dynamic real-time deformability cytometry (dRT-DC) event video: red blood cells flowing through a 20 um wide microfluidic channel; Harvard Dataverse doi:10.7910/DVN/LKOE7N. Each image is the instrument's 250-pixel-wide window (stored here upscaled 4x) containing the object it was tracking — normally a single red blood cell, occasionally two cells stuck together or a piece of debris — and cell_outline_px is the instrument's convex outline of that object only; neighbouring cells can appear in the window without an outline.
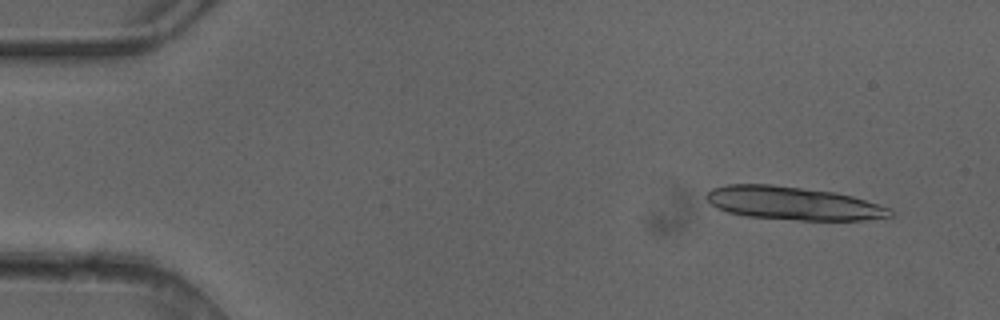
{"species": "common noctule bat (a hibernating species)", "species_latin": "Nyctalus noctula", "temperature_condition": "cold", "stored_images_in_passage": 5, "camera_frame_rate_fps": 3000, "um_per_image_px": 0.085, "animal": {"sex": "female"}, "frame": {"image": 1, "passage_image": 2, "time_ms": 0.333, "image_size_px": [1000, 320], "cell_outline_px": [[892, 216], [864, 220], [800, 220], [748, 216], [728, 212], [716, 208], [704, 196], [712, 188], [728, 184], [768, 184], [836, 192], [852, 196], [892, 208]], "centroid_in_image_um": [67.42, 17.27], "position_along_channel_um": 17.6, "area_um2": 35.43}}
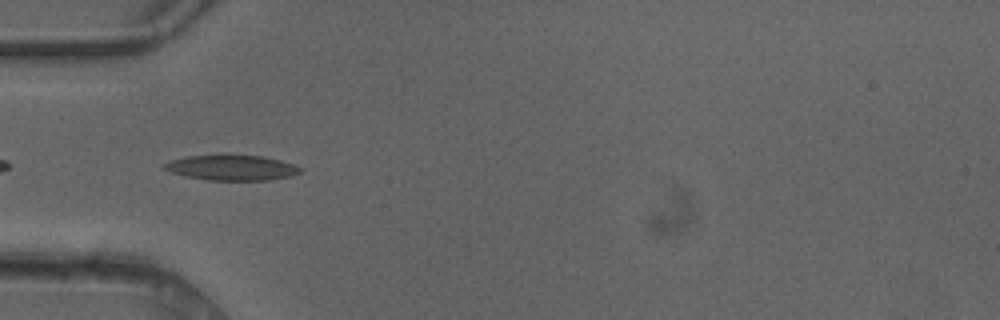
{"frame": {"image": 2, "passage_image": 5, "time_ms": 1.333, "image_size_px": [1000, 320], "cell_outline_px": [[300, 172], [292, 176], [272, 180], [208, 180], [184, 176], [172, 172], [164, 168], [160, 164], [172, 160], [188, 156], [264, 156], [280, 160], [292, 164], [300, 168]], "centroid_in_image_um": [19.69, 14.27], "position_along_channel_um": 65.3, "area_um2": 19.71}}